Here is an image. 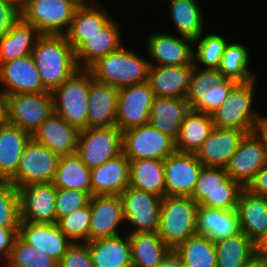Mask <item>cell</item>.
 Segmentation results:
<instances>
[{
	"label": "cell",
	"instance_id": "cell-1",
	"mask_svg": "<svg viewBox=\"0 0 267 267\" xmlns=\"http://www.w3.org/2000/svg\"><path fill=\"white\" fill-rule=\"evenodd\" d=\"M32 56L43 87L49 92L79 70L75 51L65 35H40L35 42Z\"/></svg>",
	"mask_w": 267,
	"mask_h": 267
},
{
	"label": "cell",
	"instance_id": "cell-2",
	"mask_svg": "<svg viewBox=\"0 0 267 267\" xmlns=\"http://www.w3.org/2000/svg\"><path fill=\"white\" fill-rule=\"evenodd\" d=\"M126 45L88 68L93 79L117 88L147 82L150 62L146 51L140 55L132 45L131 48Z\"/></svg>",
	"mask_w": 267,
	"mask_h": 267
},
{
	"label": "cell",
	"instance_id": "cell-3",
	"mask_svg": "<svg viewBox=\"0 0 267 267\" xmlns=\"http://www.w3.org/2000/svg\"><path fill=\"white\" fill-rule=\"evenodd\" d=\"M259 77L248 81L238 82L231 90L222 105L211 114L214 126L219 128L237 129L251 133L256 130L263 117L260 108H255L256 88ZM255 105V106H254Z\"/></svg>",
	"mask_w": 267,
	"mask_h": 267
},
{
	"label": "cell",
	"instance_id": "cell-4",
	"mask_svg": "<svg viewBox=\"0 0 267 267\" xmlns=\"http://www.w3.org/2000/svg\"><path fill=\"white\" fill-rule=\"evenodd\" d=\"M197 208L190 196L162 198L157 234L171 250L196 234Z\"/></svg>",
	"mask_w": 267,
	"mask_h": 267
},
{
	"label": "cell",
	"instance_id": "cell-5",
	"mask_svg": "<svg viewBox=\"0 0 267 267\" xmlns=\"http://www.w3.org/2000/svg\"><path fill=\"white\" fill-rule=\"evenodd\" d=\"M244 189L228 176L225 168L203 166L190 197L203 207L232 210L237 209L239 196Z\"/></svg>",
	"mask_w": 267,
	"mask_h": 267
},
{
	"label": "cell",
	"instance_id": "cell-6",
	"mask_svg": "<svg viewBox=\"0 0 267 267\" xmlns=\"http://www.w3.org/2000/svg\"><path fill=\"white\" fill-rule=\"evenodd\" d=\"M90 71L79 69L63 84L54 89V113L79 130L87 128Z\"/></svg>",
	"mask_w": 267,
	"mask_h": 267
},
{
	"label": "cell",
	"instance_id": "cell-7",
	"mask_svg": "<svg viewBox=\"0 0 267 267\" xmlns=\"http://www.w3.org/2000/svg\"><path fill=\"white\" fill-rule=\"evenodd\" d=\"M82 0H29L20 17L32 24L40 35H66Z\"/></svg>",
	"mask_w": 267,
	"mask_h": 267
},
{
	"label": "cell",
	"instance_id": "cell-8",
	"mask_svg": "<svg viewBox=\"0 0 267 267\" xmlns=\"http://www.w3.org/2000/svg\"><path fill=\"white\" fill-rule=\"evenodd\" d=\"M237 83L226 78L218 69L196 67L185 99L191 110L211 115L227 99Z\"/></svg>",
	"mask_w": 267,
	"mask_h": 267
},
{
	"label": "cell",
	"instance_id": "cell-9",
	"mask_svg": "<svg viewBox=\"0 0 267 267\" xmlns=\"http://www.w3.org/2000/svg\"><path fill=\"white\" fill-rule=\"evenodd\" d=\"M122 145L123 153L129 161L165 160L177 151L176 141L150 123L123 131Z\"/></svg>",
	"mask_w": 267,
	"mask_h": 267
},
{
	"label": "cell",
	"instance_id": "cell-10",
	"mask_svg": "<svg viewBox=\"0 0 267 267\" xmlns=\"http://www.w3.org/2000/svg\"><path fill=\"white\" fill-rule=\"evenodd\" d=\"M120 197L127 234L158 231L162 197L130 186Z\"/></svg>",
	"mask_w": 267,
	"mask_h": 267
},
{
	"label": "cell",
	"instance_id": "cell-11",
	"mask_svg": "<svg viewBox=\"0 0 267 267\" xmlns=\"http://www.w3.org/2000/svg\"><path fill=\"white\" fill-rule=\"evenodd\" d=\"M123 152L122 131L117 126L80 130L76 153L93 169Z\"/></svg>",
	"mask_w": 267,
	"mask_h": 267
},
{
	"label": "cell",
	"instance_id": "cell-12",
	"mask_svg": "<svg viewBox=\"0 0 267 267\" xmlns=\"http://www.w3.org/2000/svg\"><path fill=\"white\" fill-rule=\"evenodd\" d=\"M8 123L31 135L54 113L51 92L7 95Z\"/></svg>",
	"mask_w": 267,
	"mask_h": 267
},
{
	"label": "cell",
	"instance_id": "cell-13",
	"mask_svg": "<svg viewBox=\"0 0 267 267\" xmlns=\"http://www.w3.org/2000/svg\"><path fill=\"white\" fill-rule=\"evenodd\" d=\"M60 155L32 138L26 144L15 176L9 181L17 189L32 183H52Z\"/></svg>",
	"mask_w": 267,
	"mask_h": 267
},
{
	"label": "cell",
	"instance_id": "cell-14",
	"mask_svg": "<svg viewBox=\"0 0 267 267\" xmlns=\"http://www.w3.org/2000/svg\"><path fill=\"white\" fill-rule=\"evenodd\" d=\"M150 32L143 38L150 65H191L193 63L194 40L192 38L167 33Z\"/></svg>",
	"mask_w": 267,
	"mask_h": 267
},
{
	"label": "cell",
	"instance_id": "cell-15",
	"mask_svg": "<svg viewBox=\"0 0 267 267\" xmlns=\"http://www.w3.org/2000/svg\"><path fill=\"white\" fill-rule=\"evenodd\" d=\"M154 97L148 82L119 88L116 126L123 132L149 123Z\"/></svg>",
	"mask_w": 267,
	"mask_h": 267
},
{
	"label": "cell",
	"instance_id": "cell-16",
	"mask_svg": "<svg viewBox=\"0 0 267 267\" xmlns=\"http://www.w3.org/2000/svg\"><path fill=\"white\" fill-rule=\"evenodd\" d=\"M266 163L264 142L254 131L245 134L242 138L225 170L230 178L247 188Z\"/></svg>",
	"mask_w": 267,
	"mask_h": 267
},
{
	"label": "cell",
	"instance_id": "cell-17",
	"mask_svg": "<svg viewBox=\"0 0 267 267\" xmlns=\"http://www.w3.org/2000/svg\"><path fill=\"white\" fill-rule=\"evenodd\" d=\"M20 221L56 224V193L53 183H32L17 189Z\"/></svg>",
	"mask_w": 267,
	"mask_h": 267
},
{
	"label": "cell",
	"instance_id": "cell-18",
	"mask_svg": "<svg viewBox=\"0 0 267 267\" xmlns=\"http://www.w3.org/2000/svg\"><path fill=\"white\" fill-rule=\"evenodd\" d=\"M89 241L125 233L120 195H93L90 199Z\"/></svg>",
	"mask_w": 267,
	"mask_h": 267
},
{
	"label": "cell",
	"instance_id": "cell-19",
	"mask_svg": "<svg viewBox=\"0 0 267 267\" xmlns=\"http://www.w3.org/2000/svg\"><path fill=\"white\" fill-rule=\"evenodd\" d=\"M202 167L194 153L169 155L164 160L165 196H191Z\"/></svg>",
	"mask_w": 267,
	"mask_h": 267
},
{
	"label": "cell",
	"instance_id": "cell-20",
	"mask_svg": "<svg viewBox=\"0 0 267 267\" xmlns=\"http://www.w3.org/2000/svg\"><path fill=\"white\" fill-rule=\"evenodd\" d=\"M0 88L6 95L47 91L32 54L0 64Z\"/></svg>",
	"mask_w": 267,
	"mask_h": 267
},
{
	"label": "cell",
	"instance_id": "cell-21",
	"mask_svg": "<svg viewBox=\"0 0 267 267\" xmlns=\"http://www.w3.org/2000/svg\"><path fill=\"white\" fill-rule=\"evenodd\" d=\"M124 21L113 17L99 32L87 37L76 50L75 59L79 69H88L98 59L119 50L125 43L121 28ZM123 38V39H122Z\"/></svg>",
	"mask_w": 267,
	"mask_h": 267
},
{
	"label": "cell",
	"instance_id": "cell-22",
	"mask_svg": "<svg viewBox=\"0 0 267 267\" xmlns=\"http://www.w3.org/2000/svg\"><path fill=\"white\" fill-rule=\"evenodd\" d=\"M196 65H150L147 82L157 97L186 98Z\"/></svg>",
	"mask_w": 267,
	"mask_h": 267
},
{
	"label": "cell",
	"instance_id": "cell-23",
	"mask_svg": "<svg viewBox=\"0 0 267 267\" xmlns=\"http://www.w3.org/2000/svg\"><path fill=\"white\" fill-rule=\"evenodd\" d=\"M245 134V131L214 126L194 154L203 166L225 168Z\"/></svg>",
	"mask_w": 267,
	"mask_h": 267
},
{
	"label": "cell",
	"instance_id": "cell-24",
	"mask_svg": "<svg viewBox=\"0 0 267 267\" xmlns=\"http://www.w3.org/2000/svg\"><path fill=\"white\" fill-rule=\"evenodd\" d=\"M110 10L103 4V1L102 3L101 1L81 3L65 35L74 51L87 40V37L97 34L114 17V15L111 16Z\"/></svg>",
	"mask_w": 267,
	"mask_h": 267
},
{
	"label": "cell",
	"instance_id": "cell-25",
	"mask_svg": "<svg viewBox=\"0 0 267 267\" xmlns=\"http://www.w3.org/2000/svg\"><path fill=\"white\" fill-rule=\"evenodd\" d=\"M23 241L59 261L73 242L57 224L20 221L19 235Z\"/></svg>",
	"mask_w": 267,
	"mask_h": 267
},
{
	"label": "cell",
	"instance_id": "cell-26",
	"mask_svg": "<svg viewBox=\"0 0 267 267\" xmlns=\"http://www.w3.org/2000/svg\"><path fill=\"white\" fill-rule=\"evenodd\" d=\"M119 88L93 79L90 72L87 127L116 126Z\"/></svg>",
	"mask_w": 267,
	"mask_h": 267
},
{
	"label": "cell",
	"instance_id": "cell-27",
	"mask_svg": "<svg viewBox=\"0 0 267 267\" xmlns=\"http://www.w3.org/2000/svg\"><path fill=\"white\" fill-rule=\"evenodd\" d=\"M80 130L53 113L31 135L32 139L61 155L76 153Z\"/></svg>",
	"mask_w": 267,
	"mask_h": 267
},
{
	"label": "cell",
	"instance_id": "cell-28",
	"mask_svg": "<svg viewBox=\"0 0 267 267\" xmlns=\"http://www.w3.org/2000/svg\"><path fill=\"white\" fill-rule=\"evenodd\" d=\"M130 161L122 152L91 169L93 195H120L129 186Z\"/></svg>",
	"mask_w": 267,
	"mask_h": 267
},
{
	"label": "cell",
	"instance_id": "cell-29",
	"mask_svg": "<svg viewBox=\"0 0 267 267\" xmlns=\"http://www.w3.org/2000/svg\"><path fill=\"white\" fill-rule=\"evenodd\" d=\"M240 232L237 209L223 210L198 205L196 234L216 242Z\"/></svg>",
	"mask_w": 267,
	"mask_h": 267
},
{
	"label": "cell",
	"instance_id": "cell-30",
	"mask_svg": "<svg viewBox=\"0 0 267 267\" xmlns=\"http://www.w3.org/2000/svg\"><path fill=\"white\" fill-rule=\"evenodd\" d=\"M167 3L166 11L169 14L167 18L173 23L175 31L172 33L194 40L206 30L208 31L205 25L207 17L203 13L205 10L198 0H168Z\"/></svg>",
	"mask_w": 267,
	"mask_h": 267
},
{
	"label": "cell",
	"instance_id": "cell-31",
	"mask_svg": "<svg viewBox=\"0 0 267 267\" xmlns=\"http://www.w3.org/2000/svg\"><path fill=\"white\" fill-rule=\"evenodd\" d=\"M31 134L9 123L0 126V181L9 182L16 174Z\"/></svg>",
	"mask_w": 267,
	"mask_h": 267
},
{
	"label": "cell",
	"instance_id": "cell-32",
	"mask_svg": "<svg viewBox=\"0 0 267 267\" xmlns=\"http://www.w3.org/2000/svg\"><path fill=\"white\" fill-rule=\"evenodd\" d=\"M240 231L254 243L267 232V197L244 189L237 205Z\"/></svg>",
	"mask_w": 267,
	"mask_h": 267
},
{
	"label": "cell",
	"instance_id": "cell-33",
	"mask_svg": "<svg viewBox=\"0 0 267 267\" xmlns=\"http://www.w3.org/2000/svg\"><path fill=\"white\" fill-rule=\"evenodd\" d=\"M190 110L185 98L155 96L151 106L149 123L176 141L180 134L181 123Z\"/></svg>",
	"mask_w": 267,
	"mask_h": 267
},
{
	"label": "cell",
	"instance_id": "cell-34",
	"mask_svg": "<svg viewBox=\"0 0 267 267\" xmlns=\"http://www.w3.org/2000/svg\"><path fill=\"white\" fill-rule=\"evenodd\" d=\"M85 243L95 267H132L131 246L126 232Z\"/></svg>",
	"mask_w": 267,
	"mask_h": 267
},
{
	"label": "cell",
	"instance_id": "cell-35",
	"mask_svg": "<svg viewBox=\"0 0 267 267\" xmlns=\"http://www.w3.org/2000/svg\"><path fill=\"white\" fill-rule=\"evenodd\" d=\"M39 36L32 24L19 17L11 29L0 36V64L32 54Z\"/></svg>",
	"mask_w": 267,
	"mask_h": 267
},
{
	"label": "cell",
	"instance_id": "cell-36",
	"mask_svg": "<svg viewBox=\"0 0 267 267\" xmlns=\"http://www.w3.org/2000/svg\"><path fill=\"white\" fill-rule=\"evenodd\" d=\"M132 267H159L171 249L157 232L128 233Z\"/></svg>",
	"mask_w": 267,
	"mask_h": 267
},
{
	"label": "cell",
	"instance_id": "cell-37",
	"mask_svg": "<svg viewBox=\"0 0 267 267\" xmlns=\"http://www.w3.org/2000/svg\"><path fill=\"white\" fill-rule=\"evenodd\" d=\"M240 41L228 40L226 47L224 49L223 56L221 57V62L218 70L229 79L236 82H248L258 76V72H254L252 68V55L251 50L247 45ZM252 68V70H251Z\"/></svg>",
	"mask_w": 267,
	"mask_h": 267
},
{
	"label": "cell",
	"instance_id": "cell-38",
	"mask_svg": "<svg viewBox=\"0 0 267 267\" xmlns=\"http://www.w3.org/2000/svg\"><path fill=\"white\" fill-rule=\"evenodd\" d=\"M129 186L163 198L165 196L164 160L130 161Z\"/></svg>",
	"mask_w": 267,
	"mask_h": 267
},
{
	"label": "cell",
	"instance_id": "cell-39",
	"mask_svg": "<svg viewBox=\"0 0 267 267\" xmlns=\"http://www.w3.org/2000/svg\"><path fill=\"white\" fill-rule=\"evenodd\" d=\"M214 128L211 115L190 110L184 117L176 140L178 152L195 153Z\"/></svg>",
	"mask_w": 267,
	"mask_h": 267
},
{
	"label": "cell",
	"instance_id": "cell-40",
	"mask_svg": "<svg viewBox=\"0 0 267 267\" xmlns=\"http://www.w3.org/2000/svg\"><path fill=\"white\" fill-rule=\"evenodd\" d=\"M59 189H76L92 196L91 169L77 153L61 155L52 182Z\"/></svg>",
	"mask_w": 267,
	"mask_h": 267
},
{
	"label": "cell",
	"instance_id": "cell-41",
	"mask_svg": "<svg viewBox=\"0 0 267 267\" xmlns=\"http://www.w3.org/2000/svg\"><path fill=\"white\" fill-rule=\"evenodd\" d=\"M214 244L217 267H246L255 254V243L242 231Z\"/></svg>",
	"mask_w": 267,
	"mask_h": 267
},
{
	"label": "cell",
	"instance_id": "cell-42",
	"mask_svg": "<svg viewBox=\"0 0 267 267\" xmlns=\"http://www.w3.org/2000/svg\"><path fill=\"white\" fill-rule=\"evenodd\" d=\"M174 252L180 257L183 267H217L214 241L206 236L195 234Z\"/></svg>",
	"mask_w": 267,
	"mask_h": 267
},
{
	"label": "cell",
	"instance_id": "cell-43",
	"mask_svg": "<svg viewBox=\"0 0 267 267\" xmlns=\"http://www.w3.org/2000/svg\"><path fill=\"white\" fill-rule=\"evenodd\" d=\"M203 32L194 39L193 63L201 69H218L224 49L228 43L227 36L218 33ZM226 37V38H225Z\"/></svg>",
	"mask_w": 267,
	"mask_h": 267
},
{
	"label": "cell",
	"instance_id": "cell-44",
	"mask_svg": "<svg viewBox=\"0 0 267 267\" xmlns=\"http://www.w3.org/2000/svg\"><path fill=\"white\" fill-rule=\"evenodd\" d=\"M58 267V261L30 246L19 236L2 267Z\"/></svg>",
	"mask_w": 267,
	"mask_h": 267
},
{
	"label": "cell",
	"instance_id": "cell-45",
	"mask_svg": "<svg viewBox=\"0 0 267 267\" xmlns=\"http://www.w3.org/2000/svg\"><path fill=\"white\" fill-rule=\"evenodd\" d=\"M56 224L72 242H89L90 204L64 216Z\"/></svg>",
	"mask_w": 267,
	"mask_h": 267
},
{
	"label": "cell",
	"instance_id": "cell-46",
	"mask_svg": "<svg viewBox=\"0 0 267 267\" xmlns=\"http://www.w3.org/2000/svg\"><path fill=\"white\" fill-rule=\"evenodd\" d=\"M19 225L18 190L11 182H0V228H19Z\"/></svg>",
	"mask_w": 267,
	"mask_h": 267
},
{
	"label": "cell",
	"instance_id": "cell-47",
	"mask_svg": "<svg viewBox=\"0 0 267 267\" xmlns=\"http://www.w3.org/2000/svg\"><path fill=\"white\" fill-rule=\"evenodd\" d=\"M91 195L76 189H59L56 193V223L66 215L89 204Z\"/></svg>",
	"mask_w": 267,
	"mask_h": 267
},
{
	"label": "cell",
	"instance_id": "cell-48",
	"mask_svg": "<svg viewBox=\"0 0 267 267\" xmlns=\"http://www.w3.org/2000/svg\"><path fill=\"white\" fill-rule=\"evenodd\" d=\"M58 267H95L88 245L85 242H73L58 261Z\"/></svg>",
	"mask_w": 267,
	"mask_h": 267
},
{
	"label": "cell",
	"instance_id": "cell-49",
	"mask_svg": "<svg viewBox=\"0 0 267 267\" xmlns=\"http://www.w3.org/2000/svg\"><path fill=\"white\" fill-rule=\"evenodd\" d=\"M19 17L20 10L13 3L0 0V36L5 35Z\"/></svg>",
	"mask_w": 267,
	"mask_h": 267
},
{
	"label": "cell",
	"instance_id": "cell-50",
	"mask_svg": "<svg viewBox=\"0 0 267 267\" xmlns=\"http://www.w3.org/2000/svg\"><path fill=\"white\" fill-rule=\"evenodd\" d=\"M18 235L19 228H0V265L8 259Z\"/></svg>",
	"mask_w": 267,
	"mask_h": 267
},
{
	"label": "cell",
	"instance_id": "cell-51",
	"mask_svg": "<svg viewBox=\"0 0 267 267\" xmlns=\"http://www.w3.org/2000/svg\"><path fill=\"white\" fill-rule=\"evenodd\" d=\"M246 189L254 195L267 197V163L257 172Z\"/></svg>",
	"mask_w": 267,
	"mask_h": 267
},
{
	"label": "cell",
	"instance_id": "cell-52",
	"mask_svg": "<svg viewBox=\"0 0 267 267\" xmlns=\"http://www.w3.org/2000/svg\"><path fill=\"white\" fill-rule=\"evenodd\" d=\"M159 267H183L180 257L171 250L168 255L163 259Z\"/></svg>",
	"mask_w": 267,
	"mask_h": 267
},
{
	"label": "cell",
	"instance_id": "cell-53",
	"mask_svg": "<svg viewBox=\"0 0 267 267\" xmlns=\"http://www.w3.org/2000/svg\"><path fill=\"white\" fill-rule=\"evenodd\" d=\"M8 123L7 95L0 88V126Z\"/></svg>",
	"mask_w": 267,
	"mask_h": 267
},
{
	"label": "cell",
	"instance_id": "cell-54",
	"mask_svg": "<svg viewBox=\"0 0 267 267\" xmlns=\"http://www.w3.org/2000/svg\"><path fill=\"white\" fill-rule=\"evenodd\" d=\"M264 142L267 157V115H263L255 130Z\"/></svg>",
	"mask_w": 267,
	"mask_h": 267
},
{
	"label": "cell",
	"instance_id": "cell-55",
	"mask_svg": "<svg viewBox=\"0 0 267 267\" xmlns=\"http://www.w3.org/2000/svg\"><path fill=\"white\" fill-rule=\"evenodd\" d=\"M255 253L267 258V232L255 242Z\"/></svg>",
	"mask_w": 267,
	"mask_h": 267
},
{
	"label": "cell",
	"instance_id": "cell-56",
	"mask_svg": "<svg viewBox=\"0 0 267 267\" xmlns=\"http://www.w3.org/2000/svg\"><path fill=\"white\" fill-rule=\"evenodd\" d=\"M246 267H267V258L254 254Z\"/></svg>",
	"mask_w": 267,
	"mask_h": 267
},
{
	"label": "cell",
	"instance_id": "cell-57",
	"mask_svg": "<svg viewBox=\"0 0 267 267\" xmlns=\"http://www.w3.org/2000/svg\"><path fill=\"white\" fill-rule=\"evenodd\" d=\"M13 3L19 10L23 8V6L29 1V0H7Z\"/></svg>",
	"mask_w": 267,
	"mask_h": 267
},
{
	"label": "cell",
	"instance_id": "cell-58",
	"mask_svg": "<svg viewBox=\"0 0 267 267\" xmlns=\"http://www.w3.org/2000/svg\"><path fill=\"white\" fill-rule=\"evenodd\" d=\"M83 2L85 1H101V0H82Z\"/></svg>",
	"mask_w": 267,
	"mask_h": 267
}]
</instances>
